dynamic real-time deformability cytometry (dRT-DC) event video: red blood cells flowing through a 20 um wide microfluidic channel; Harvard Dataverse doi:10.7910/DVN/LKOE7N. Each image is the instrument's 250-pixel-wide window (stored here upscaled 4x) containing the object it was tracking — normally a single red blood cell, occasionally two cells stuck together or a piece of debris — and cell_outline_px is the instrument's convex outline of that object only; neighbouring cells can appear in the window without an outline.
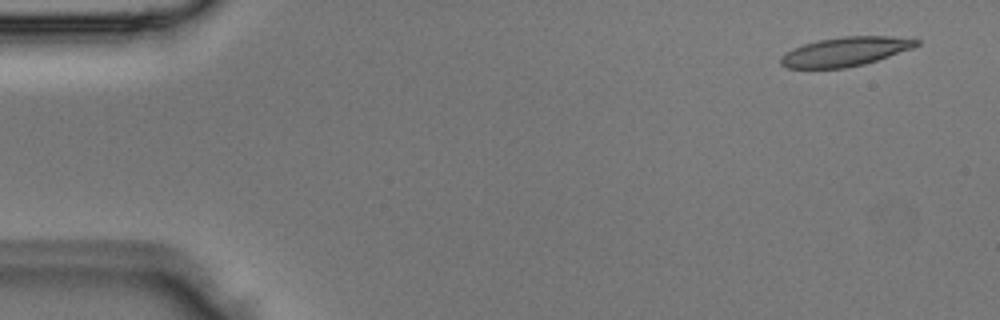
{"species": "Egyptian fruit bat (a non-hibernating species)", "species_latin": "Rousettus aegyptiacus", "temperature_condition": "room temperature", "stored_images_in_passage": 5, "camera_frame_rate_fps": 3000, "um_per_image_px": 0.085, "animal": {"sex": "male"}, "frame": {"image": 1, "passage_image": 1, "time_ms": 0.0, "image_size_px": [1000, 320], "cell_outline_px": [[920, 44], [912, 48], [864, 64], [844, 68], [788, 68], [780, 64], [780, 56], [792, 48], [804, 44], [820, 40], [844, 36], [892, 36], [920, 40]], "centroid_in_image_um": [71.83, 4.38], "position_along_channel_um": 13.2, "area_um2": 22.83}}
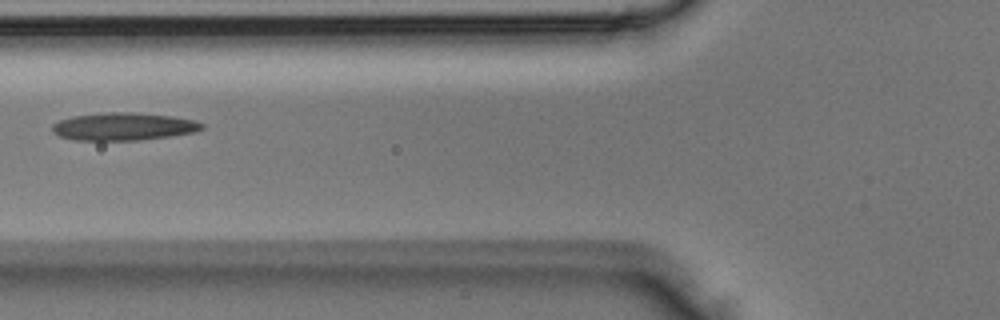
{"frame": {"image": 2, "passage_image": 5, "time_ms": 1.333, "image_size_px": [1000, 320], "cell_outline_px": [[204, 128], [196, 132], [172, 136], [140, 140], [76, 140], [60, 136], [52, 132], [52, 124], [60, 120], [72, 116], [112, 112], [132, 112], [172, 116], [192, 120], [204, 124]], "centroid_in_image_um": [10.51, 10.76], "position_along_channel_um": 115.3, "area_um2": 24.1}}